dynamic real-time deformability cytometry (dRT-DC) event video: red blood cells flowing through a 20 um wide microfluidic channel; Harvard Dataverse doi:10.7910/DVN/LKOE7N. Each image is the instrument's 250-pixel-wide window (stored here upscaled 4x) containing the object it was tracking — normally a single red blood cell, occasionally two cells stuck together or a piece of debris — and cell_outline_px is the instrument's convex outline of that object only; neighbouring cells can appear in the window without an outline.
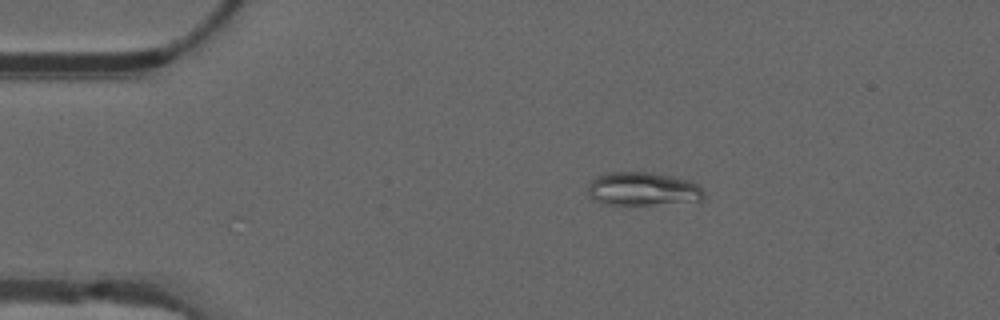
{"species": "common noctule bat (a hibernating species)", "species_latin": "Nyctalus noctula", "temperature_condition": "warm", "stored_images_in_passage": 25, "camera_frame_rate_fps": 3000, "um_per_image_px": 0.085, "animal": {"sex": "male", "forearm_length_mm": 52.5}, "frame": {"image": 1, "passage_image": 2, "time_ms": 0.333, "image_size_px": [1000, 320], "cell_outline_px": [[704, 196], [700, 200], [652, 204], [604, 204], [588, 196], [588, 184], [596, 176], [608, 172], [648, 172], [672, 176], [688, 180], [696, 184], [704, 192]], "centroid_in_image_um": [54.58, 16.04], "position_along_channel_um": 30.4, "area_um2": 22.31}}
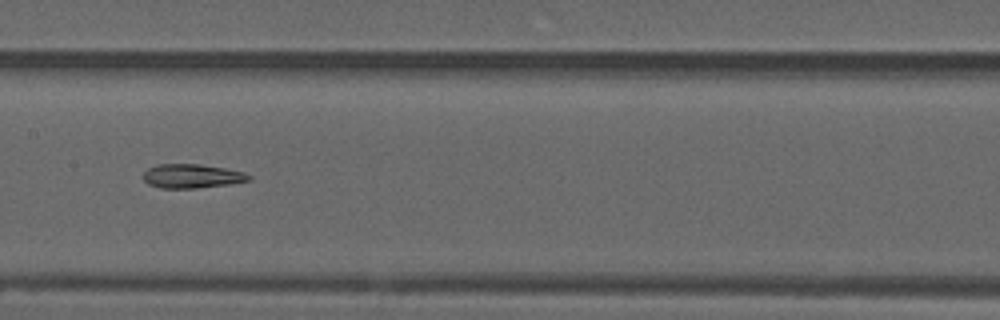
{"frame": {"image": 2, "passage_image": 19, "time_ms": 6.0, "image_size_px": [1000, 320], "cell_outline_px": [[252, 180], [228, 184], [196, 188], [160, 188], [148, 184], [144, 180], [144, 172], [148, 168], [156, 164], [200, 164], [224, 168], [244, 172], [252, 176]], "centroid_in_image_um": [16.31, 14.96], "position_along_channel_um": 191.1, "area_um2": 14.8}}
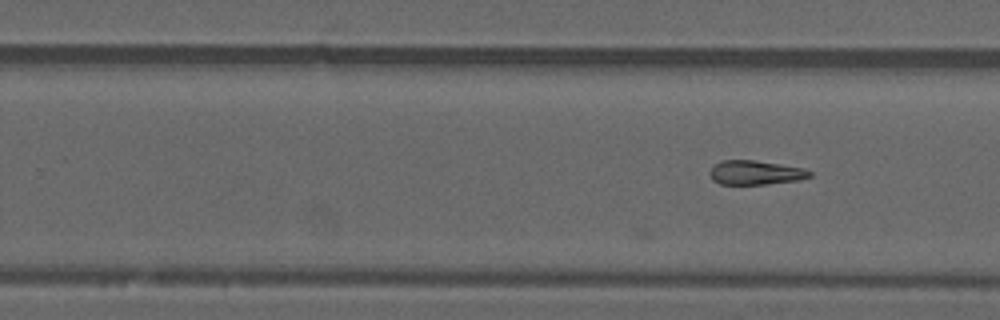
{"frame": {"image": 3, "passage_image": 25, "time_ms": 8.0, "image_size_px": [1000, 320], "cell_outline_px": [[812, 176], [800, 180], [768, 184], [720, 184], [712, 180], [708, 172], [720, 160], [756, 160], [804, 168], [812, 172]], "centroid_in_image_um": [64.22, 14.67], "position_along_channel_um": 265.6, "area_um2": 14.22}}